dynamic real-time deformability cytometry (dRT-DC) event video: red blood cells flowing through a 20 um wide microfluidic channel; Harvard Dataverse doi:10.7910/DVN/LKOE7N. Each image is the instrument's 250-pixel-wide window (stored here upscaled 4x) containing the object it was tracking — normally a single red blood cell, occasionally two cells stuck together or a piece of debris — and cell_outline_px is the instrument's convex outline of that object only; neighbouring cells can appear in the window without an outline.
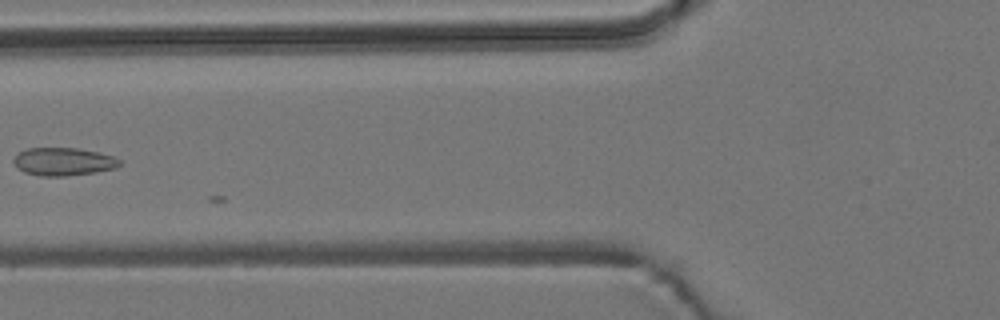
{"species": "common noctule bat (a hibernating species)", "species_latin": "Nyctalus noctula", "temperature_condition": "room temperature", "stored_images_in_passage": 7, "camera_frame_rate_fps": 3000, "um_per_image_px": 0.085, "animal": {"sex": "male", "body_mass_g": 19.2, "forearm_length_mm": 51.8}, "frame": {"image": 1, "passage_image": 6, "time_ms": 6.0, "image_size_px": [1000, 320], "cell_outline_px": [[120, 164], [116, 168], [96, 172], [64, 176], [40, 176], [24, 172], [16, 168], [12, 160], [20, 152], [28, 148], [80, 148], [112, 156], [120, 160]], "centroid_in_image_um": [5.36, 13.74], "position_along_channel_um": 120.4, "area_um2": 17.22}}
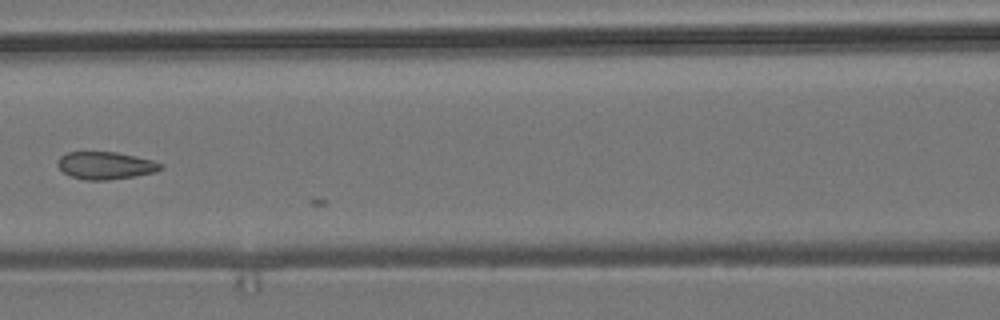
{"frame": {"image": 2, "passage_image": 7, "time_ms": 7.0, "image_size_px": [1000, 320], "cell_outline_px": [[164, 168], [156, 172], [136, 176], [108, 180], [84, 180], [72, 176], [64, 172], [56, 164], [60, 156], [68, 152], [116, 152], [136, 156], [152, 160], [164, 164]], "centroid_in_image_um": [9.01, 14.07], "position_along_channel_um": 157.6, "area_um2": 16.59}}